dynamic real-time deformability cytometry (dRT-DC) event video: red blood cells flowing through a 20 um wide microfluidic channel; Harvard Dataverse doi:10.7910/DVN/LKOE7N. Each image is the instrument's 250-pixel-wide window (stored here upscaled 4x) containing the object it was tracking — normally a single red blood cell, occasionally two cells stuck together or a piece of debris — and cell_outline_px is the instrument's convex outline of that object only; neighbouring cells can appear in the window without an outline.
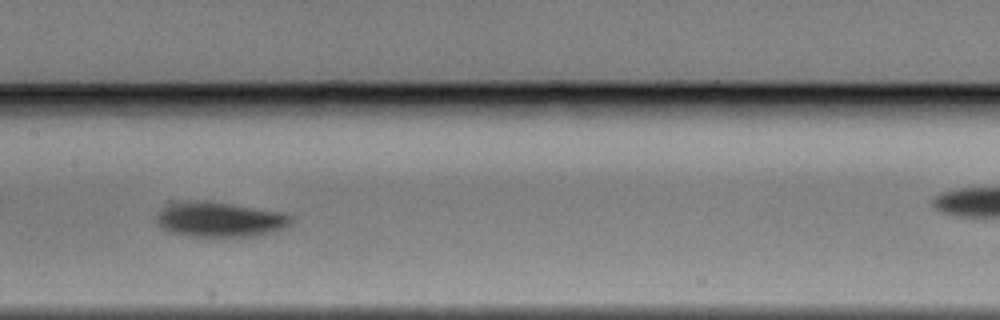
{"species": "Egyptian fruit bat (a non-hibernating species)", "species_latin": "Rousettus aegyptiacus", "temperature_condition": "warm", "stored_images_in_passage": 31, "camera_frame_rate_fps": 3000, "um_per_image_px": 0.085, "animal": {"sex": "male"}, "frame": {"image": 1, "passage_image": 10, "time_ms": 3.0, "image_size_px": [1000, 320], "cell_outline_px": [[292, 224], [272, 232], [252, 236], [188, 236], [172, 232], [164, 228], [156, 220], [156, 216], [160, 208], [176, 204], [196, 200], [208, 200], [284, 212], [292, 216]], "centroid_in_image_um": [18.74, 18.64], "position_along_channel_um": 188.7, "area_um2": 27.22}}